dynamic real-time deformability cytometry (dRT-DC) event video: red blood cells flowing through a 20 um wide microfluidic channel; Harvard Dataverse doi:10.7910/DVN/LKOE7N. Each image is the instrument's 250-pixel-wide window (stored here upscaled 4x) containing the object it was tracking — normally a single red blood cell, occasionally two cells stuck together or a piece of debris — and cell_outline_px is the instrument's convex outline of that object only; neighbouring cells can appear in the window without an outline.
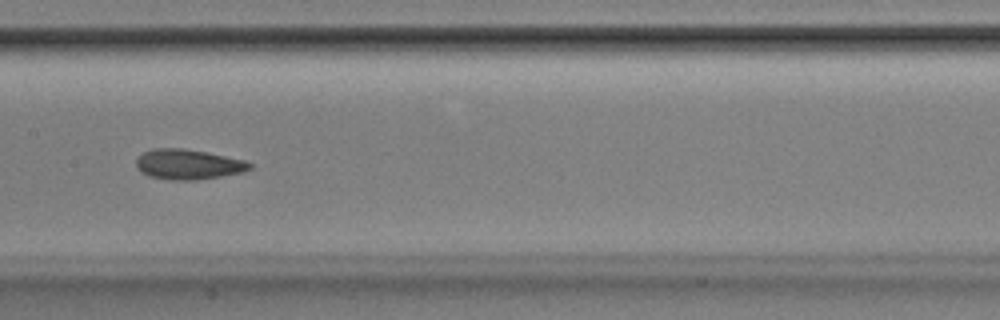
{"species": "Egyptian fruit bat (a non-hibernating species)", "species_latin": "Rousettus aegyptiacus", "temperature_condition": "room temperature", "stored_images_in_passage": 42, "camera_frame_rate_fps": 3000, "um_per_image_px": 0.085, "animal": {"sex": "male"}, "frame": {"image": 1, "passage_image": 15, "time_ms": 4.667, "image_size_px": [1000, 320], "cell_outline_px": [[252, 168], [244, 172], [196, 180], [172, 180], [148, 176], [140, 172], [136, 168], [136, 160], [144, 152], [152, 148], [180, 148], [204, 152], [244, 160], [252, 164]], "centroid_in_image_um": [15.96, 13.98], "position_along_channel_um": 191.4, "area_um2": 19.83}}
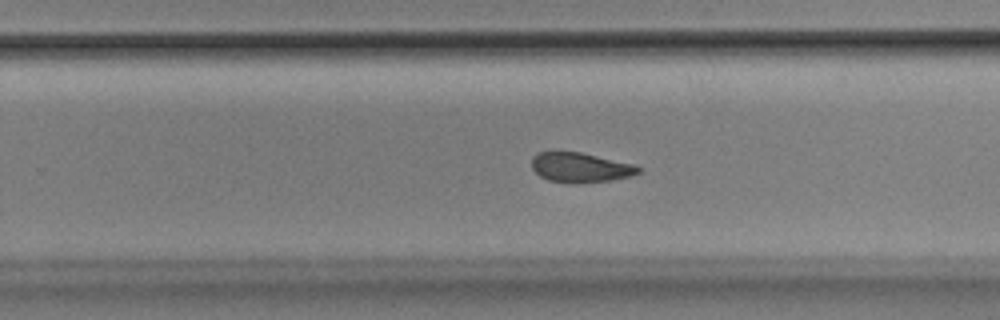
{"frame": {"image": 2, "passage_image": 22, "time_ms": 7.0, "image_size_px": [1000, 320], "cell_outline_px": [[640, 172], [632, 176], [612, 180], [548, 180], [540, 176], [532, 168], [532, 156], [536, 152], [552, 148], [580, 152], [636, 164], [640, 168]], "centroid_in_image_um": [49.28, 14.13], "position_along_channel_um": 280.5, "area_um2": 18.38}}
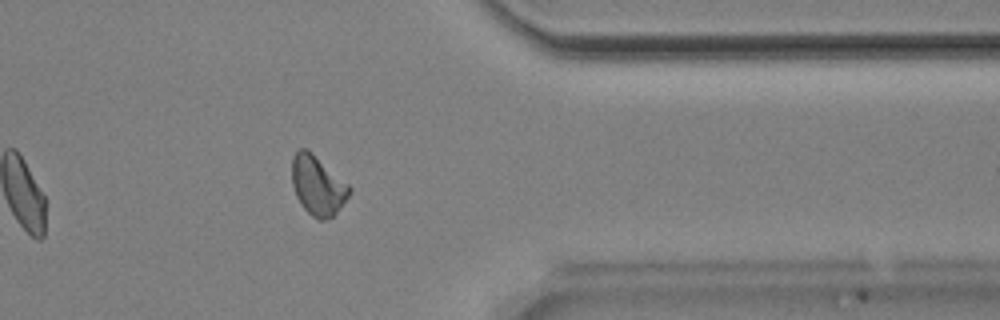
{"frame": {"image": 3, "passage_image": 31, "time_ms": 10.0, "image_size_px": [1000, 320], "cell_outline_px": [[352, 192], [336, 212], [332, 216], [324, 220], [320, 220], [312, 216], [300, 204], [296, 196], [292, 184], [292, 156], [300, 148], [308, 148], [348, 184], [352, 188]], "centroid_in_image_um": [26.99, 15.74], "position_along_channel_um": 384.4, "area_um2": 19.88}, "authors_computed_cell_mechanics": {"area_um2": 19.3919, "velocity_mm_per_s": 3.8441, "shape_relaxation_time_tau1_ms": 7.9139, "shape_relaxation_time_tau2_ms": 1.8134, "deformation_change_tau1": 0.1544, "deformation_change_tau2": 0.0758}}